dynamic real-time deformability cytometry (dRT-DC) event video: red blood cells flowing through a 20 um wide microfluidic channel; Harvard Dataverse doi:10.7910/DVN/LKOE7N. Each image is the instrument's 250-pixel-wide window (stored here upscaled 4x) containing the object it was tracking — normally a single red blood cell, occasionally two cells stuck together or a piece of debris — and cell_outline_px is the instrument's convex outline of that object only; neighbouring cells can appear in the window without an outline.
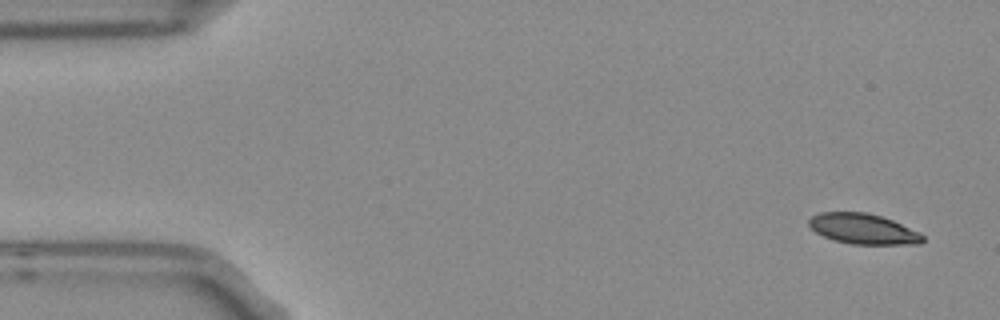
{"species": "Egyptian fruit bat (a non-hibernating species)", "species_latin": "Rousettus aegyptiacus", "temperature_condition": "room temperature", "stored_images_in_passage": 6, "camera_frame_rate_fps": 3000, "um_per_image_px": 0.085, "frame": {"image": 1, "passage_image": 1, "time_ms": 0.0, "image_size_px": [1000, 320], "cell_outline_px": [[924, 240], [920, 244], [852, 244], [836, 240], [824, 236], [816, 232], [808, 224], [808, 220], [812, 216], [820, 212], [868, 212], [892, 220], [920, 232], [924, 236]], "centroid_in_image_um": [73.39, 19.45], "position_along_channel_um": 11.6, "area_um2": 20.06}}
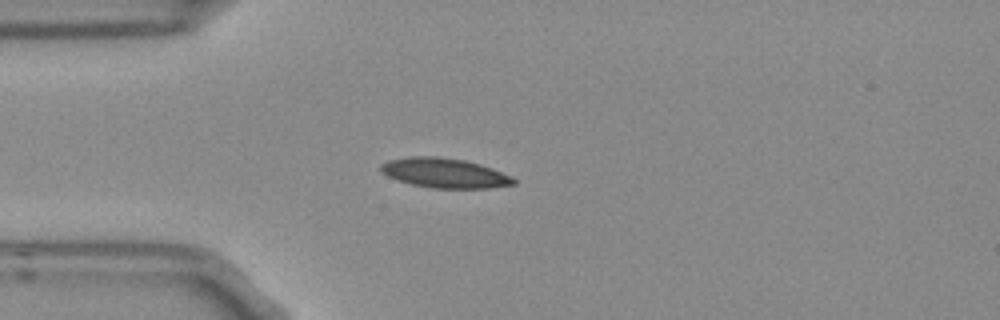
{"frame": {"image": 2, "passage_image": 4, "time_ms": 1.0, "image_size_px": [1000, 320], "cell_outline_px": [[516, 184], [488, 188], [432, 188], [412, 184], [388, 176], [380, 172], [380, 164], [388, 160], [408, 156], [436, 156], [464, 160], [480, 164], [492, 168], [512, 176], [516, 180]], "centroid_in_image_um": [37.79, 14.7], "position_along_channel_um": 47.2, "area_um2": 23.0}}
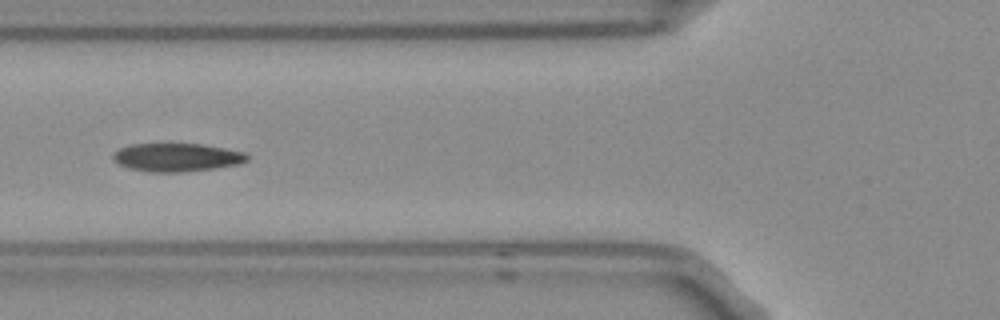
{"frame": {"image": 3, "passage_image": 6, "time_ms": 1.667, "image_size_px": [1000, 320], "cell_outline_px": [[248, 160], [240, 164], [216, 168], [184, 172], [148, 172], [128, 168], [112, 160], [112, 156], [120, 148], [132, 144], [200, 144], [224, 148], [244, 152], [248, 156]], "centroid_in_image_um": [15.03, 13.38], "position_along_channel_um": 110.8, "area_um2": 22.08}}